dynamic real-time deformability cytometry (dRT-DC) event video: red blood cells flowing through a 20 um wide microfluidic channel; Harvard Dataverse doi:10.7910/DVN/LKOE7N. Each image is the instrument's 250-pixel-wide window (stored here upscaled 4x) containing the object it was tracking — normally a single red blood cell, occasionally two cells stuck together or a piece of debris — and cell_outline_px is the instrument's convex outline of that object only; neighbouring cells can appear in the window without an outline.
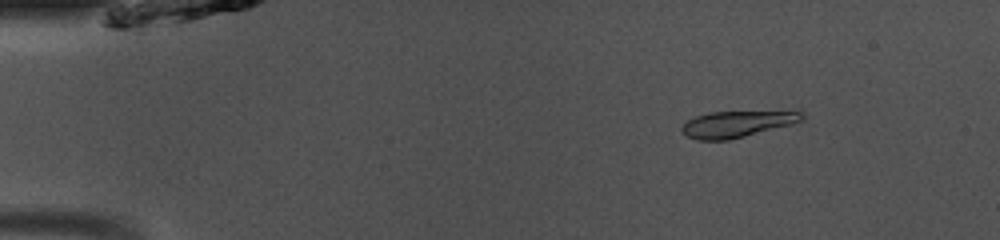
{"species": "common noctule bat (a hibernating species)", "species_latin": "Nyctalus noctula", "temperature_condition": "room temperature", "stored_images_in_passage": 49, "camera_frame_rate_fps": 3000, "um_per_image_px": 0.085, "animal": {"sex": "male", "body_mass_g": 13.0, "forearm_length_mm": 53.1}, "frame": {"image": 1, "passage_image": 7, "time_ms": 2.0, "image_size_px": [1000, 240], "cell_outline_px": [[804, 120], [744, 136], [728, 140], [696, 140], [680, 132], [680, 128], [688, 120], [696, 116], [708, 112], [800, 108], [804, 112]], "centroid_in_image_um": [62.77, 10.47], "position_along_channel_um": 22.2, "area_um2": 19.36}}
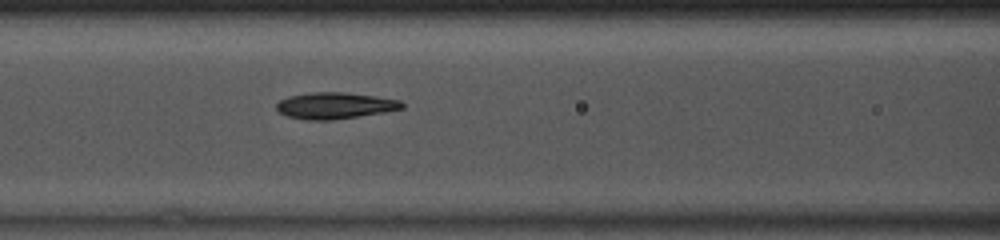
{"frame": {"image": 2, "passage_image": 21, "time_ms": 6.667, "image_size_px": [1000, 240], "cell_outline_px": [[404, 108], [384, 112], [332, 120], [308, 120], [288, 116], [280, 112], [276, 108], [276, 104], [280, 100], [288, 96], [312, 92], [344, 92], [376, 96], [400, 100], [404, 104]], "centroid_in_image_um": [28.47, 8.97], "position_along_channel_um": 138.1, "area_um2": 19.25}}
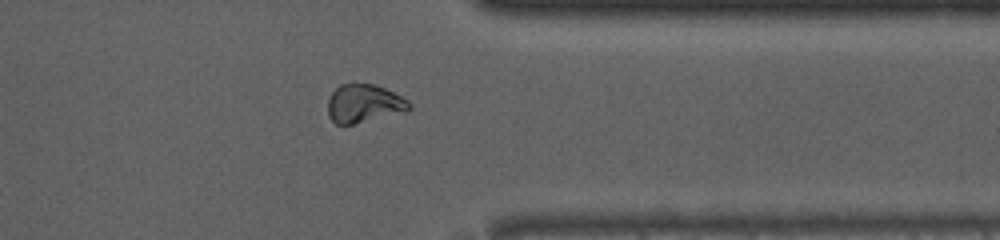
{"frame": {"image": 3, "passage_image": 39, "time_ms": 12.667, "image_size_px": [1000, 240], "cell_outline_px": [[412, 108], [408, 112], [352, 124], [336, 124], [328, 116], [328, 100], [332, 92], [340, 84], [352, 80], [372, 84], [384, 88], [408, 100], [412, 104]], "centroid_in_image_um": [30.95, 8.77], "position_along_channel_um": 380.5, "area_um2": 18.67}, "authors_computed_cell_mechanics": {"area_um2": 18.9006, "velocity_mm_per_s": 4.0977, "shape_relaxation_time_tau1_ms": 3.631, "shape_relaxation_time_tau2_ms": 2.261, "deformation_change_tau1": 0.1146, "deformation_change_tau2": 0.0641}}